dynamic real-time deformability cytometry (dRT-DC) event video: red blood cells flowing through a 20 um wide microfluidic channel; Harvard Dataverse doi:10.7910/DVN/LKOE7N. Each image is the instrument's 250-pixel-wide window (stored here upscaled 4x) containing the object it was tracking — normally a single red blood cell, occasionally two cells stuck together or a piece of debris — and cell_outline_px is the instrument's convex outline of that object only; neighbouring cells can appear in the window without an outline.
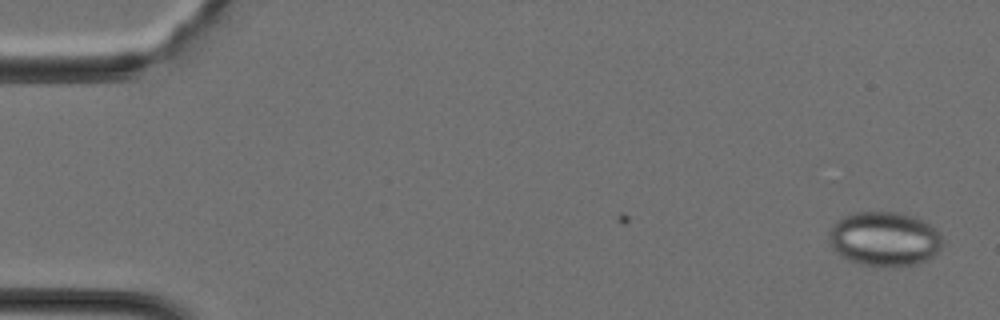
{"species": "Egyptian fruit bat (a non-hibernating species)", "species_latin": "Rousettus aegyptiacus", "temperature_condition": "cold", "stored_images_in_passage": 35, "camera_frame_rate_fps": 3000, "um_per_image_px": 0.085, "animal": {"sex": "female"}, "frame": {"image": 1, "passage_image": 1, "time_ms": 0.0, "image_size_px": [1000, 320], "cell_outline_px": [[944, 240], [940, 248], [932, 256], [916, 264], [892, 268], [876, 268], [860, 264], [848, 260], [832, 248], [828, 236], [828, 232], [832, 224], [836, 220], [852, 212], [896, 212], [912, 216], [924, 220], [936, 228], [940, 232]], "centroid_in_image_um": [75.17, 20.32], "position_along_channel_um": 9.8, "area_um2": 36.7}}
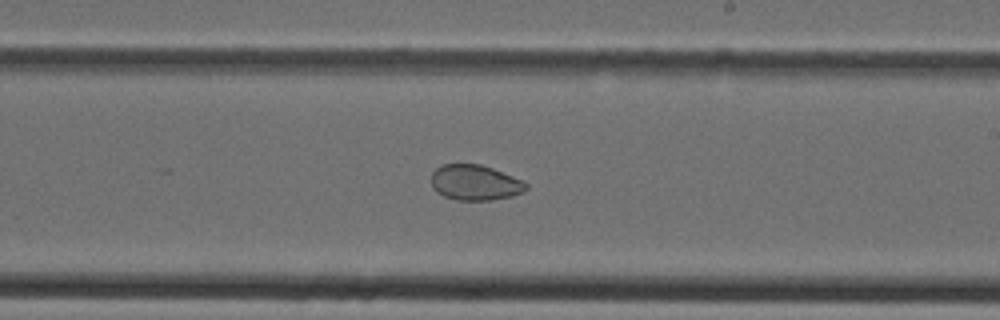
{"frame": {"image": 2, "passage_image": 22, "time_ms": 7.0, "image_size_px": [1000, 320], "cell_outline_px": [[528, 188], [524, 192], [512, 196], [492, 200], [456, 200], [444, 196], [436, 192], [432, 188], [432, 172], [436, 168], [444, 164], [480, 164], [492, 168], [512, 176], [528, 184]], "centroid_in_image_um": [40.37, 15.53], "position_along_channel_um": 248.6, "area_um2": 19.59}}
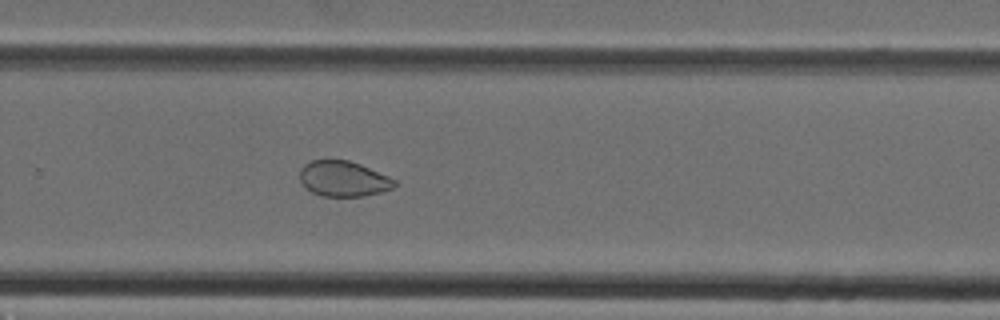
{"frame": {"image": 3, "passage_image": 25, "time_ms": 8.0, "image_size_px": [1000, 320], "cell_outline_px": [[396, 184], [392, 188], [380, 192], [364, 196], [320, 196], [312, 192], [300, 180], [300, 168], [304, 164], [312, 160], [348, 160], [360, 164], [388, 176], [396, 180]], "centroid_in_image_um": [29.18, 15.19], "position_along_channel_um": 300.6, "area_um2": 19.42}}